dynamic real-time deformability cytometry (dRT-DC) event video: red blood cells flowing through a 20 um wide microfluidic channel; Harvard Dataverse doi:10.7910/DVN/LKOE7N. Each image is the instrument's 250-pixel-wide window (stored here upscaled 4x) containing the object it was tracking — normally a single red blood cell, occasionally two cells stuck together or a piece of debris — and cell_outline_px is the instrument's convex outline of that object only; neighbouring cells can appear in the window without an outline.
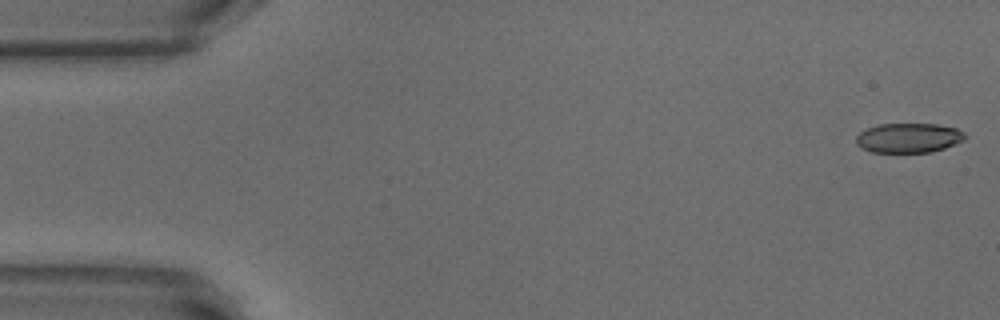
{"species": "common noctule bat (a hibernating species)", "species_latin": "Nyctalus noctula", "temperature_condition": "warm", "stored_images_in_passage": 52, "camera_frame_rate_fps": 3000, "um_per_image_px": 0.085, "animal": {"sex": "male", "body_mass_g": 18.8}, "frame": {"image": 1, "passage_image": 1, "time_ms": 0.0, "image_size_px": [1000, 320], "cell_outline_px": [[968, 136], [964, 140], [944, 148], [932, 152], [872, 152], [856, 144], [856, 136], [860, 132], [868, 128], [880, 124], [936, 124], [956, 128], [964, 132]], "centroid_in_image_um": [77.26, 11.72], "position_along_channel_um": 7.7, "area_um2": 18.73}}
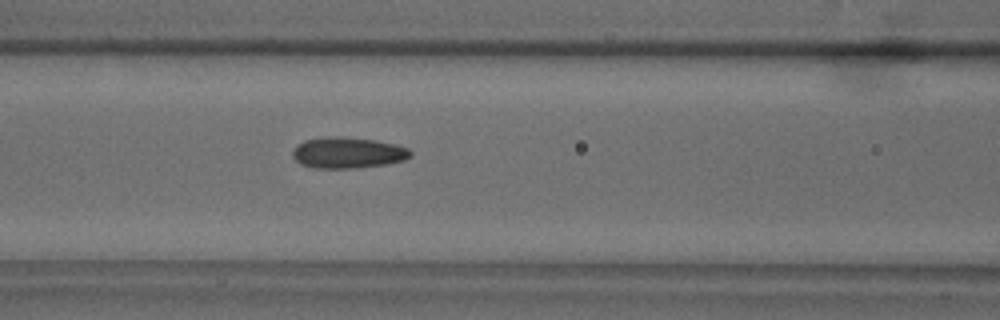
{"frame": {"image": 2, "passage_image": 21, "time_ms": 6.667, "image_size_px": [1000, 320], "cell_outline_px": [[412, 156], [404, 160], [388, 164], [356, 168], [312, 168], [300, 164], [292, 156], [292, 152], [296, 144], [304, 140], [324, 136], [340, 136], [376, 140], [396, 144], [408, 148], [412, 152]], "centroid_in_image_um": [29.55, 12.97], "position_along_channel_um": 137.0, "area_um2": 21.73}}
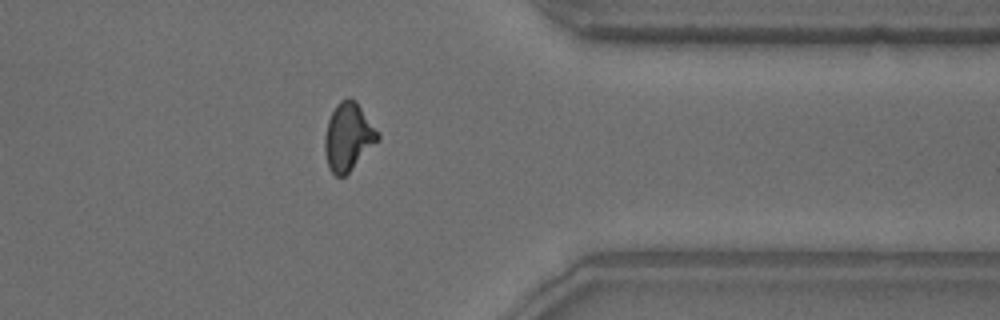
{"frame": {"image": 3, "passage_image": 41, "time_ms": 13.333, "image_size_px": [1000, 320], "cell_outline_px": [[380, 140], [344, 176], [336, 176], [328, 168], [324, 152], [324, 136], [328, 120], [336, 104], [340, 100], [348, 96], [356, 100], [380, 132]], "centroid_in_image_um": [29.61, 11.59], "position_along_channel_um": 381.8, "area_um2": 21.27}, "authors_computed_cell_mechanics": {"area_um2": 20.3745, "velocity_mm_per_s": 3.8572, "shape_relaxation_time_tau1_ms": 5.447, "shape_relaxation_time_tau2_ms": 1.7012, "deformation_change_tau1": 0.1472, "deformation_change_tau2": 0.0916}}